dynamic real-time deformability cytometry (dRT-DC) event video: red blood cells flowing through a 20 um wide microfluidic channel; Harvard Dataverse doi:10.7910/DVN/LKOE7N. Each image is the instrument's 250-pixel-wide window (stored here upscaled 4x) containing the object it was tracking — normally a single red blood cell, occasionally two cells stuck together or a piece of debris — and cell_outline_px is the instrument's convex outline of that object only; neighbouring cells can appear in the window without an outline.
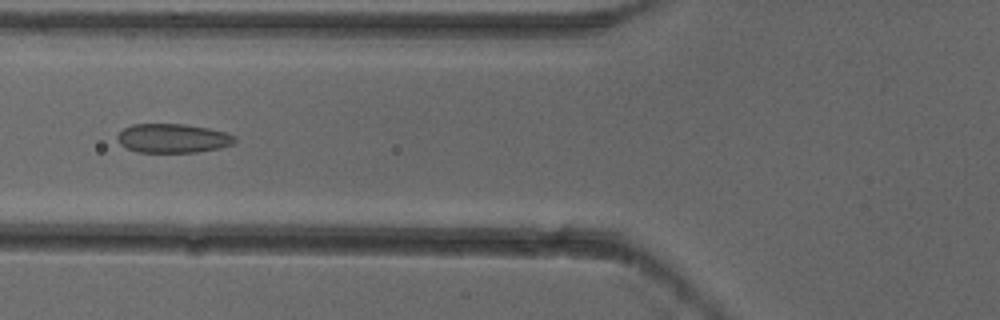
{"species": "common noctule bat (a hibernating species)", "species_latin": "Nyctalus noctula", "temperature_condition": "cold", "stored_images_in_passage": 6, "camera_frame_rate_fps": 3000, "um_per_image_px": 0.085, "animal": {"sex": "female"}, "frame": {"image": 1, "passage_image": 6, "time_ms": 1.667, "image_size_px": [1000, 320], "cell_outline_px": [[236, 140], [232, 144], [220, 148], [196, 152], [136, 152], [120, 144], [116, 140], [116, 136], [124, 128], [132, 124], [184, 124], [208, 128], [228, 132], [236, 136]], "centroid_in_image_um": [14.7, 11.75], "position_along_channel_um": 111.1, "area_um2": 20.0}}